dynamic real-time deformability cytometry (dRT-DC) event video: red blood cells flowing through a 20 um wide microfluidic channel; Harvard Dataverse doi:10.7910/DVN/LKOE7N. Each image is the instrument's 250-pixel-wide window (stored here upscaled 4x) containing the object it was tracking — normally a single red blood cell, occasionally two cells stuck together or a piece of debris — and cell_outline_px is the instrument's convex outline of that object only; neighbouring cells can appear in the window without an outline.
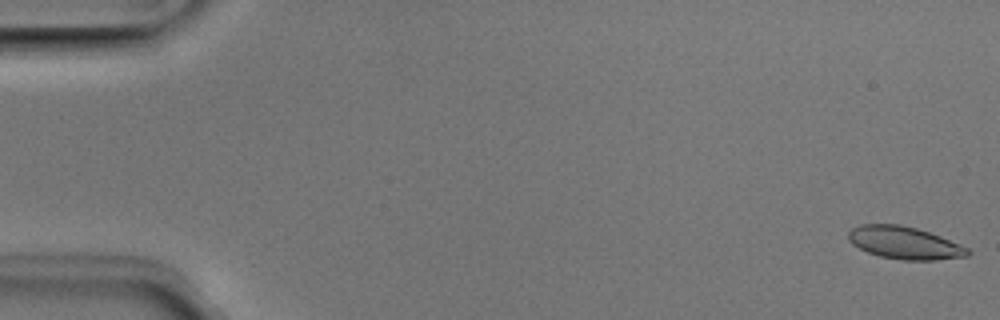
{"species": "Egyptian fruit bat (a non-hibernating species)", "species_latin": "Rousettus aegyptiacus", "temperature_condition": "room temperature", "stored_images_in_passage": 11, "camera_frame_rate_fps": 3000, "um_per_image_px": 0.085, "animal": {"sex": "male"}, "frame": {"image": 1, "passage_image": 1, "time_ms": 0.0, "image_size_px": [1000, 320], "cell_outline_px": [[972, 252], [968, 256], [936, 260], [904, 260], [880, 256], [868, 252], [852, 244], [848, 240], [848, 232], [852, 228], [860, 224], [900, 224], [916, 228], [940, 236], [968, 248]], "centroid_in_image_um": [76.88, 20.64], "position_along_channel_um": 8.1, "area_um2": 22.54}}